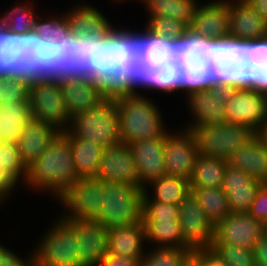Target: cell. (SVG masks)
<instances>
[{"instance_id":"1","label":"cell","mask_w":267,"mask_h":266,"mask_svg":"<svg viewBox=\"0 0 267 266\" xmlns=\"http://www.w3.org/2000/svg\"><path fill=\"white\" fill-rule=\"evenodd\" d=\"M90 82L107 99L136 95L137 88L173 93L163 67L147 51L144 32L113 26L99 39L98 71Z\"/></svg>"},{"instance_id":"2","label":"cell","mask_w":267,"mask_h":266,"mask_svg":"<svg viewBox=\"0 0 267 266\" xmlns=\"http://www.w3.org/2000/svg\"><path fill=\"white\" fill-rule=\"evenodd\" d=\"M185 66L212 89L257 90L267 84V48L230 33L210 39Z\"/></svg>"},{"instance_id":"3","label":"cell","mask_w":267,"mask_h":266,"mask_svg":"<svg viewBox=\"0 0 267 266\" xmlns=\"http://www.w3.org/2000/svg\"><path fill=\"white\" fill-rule=\"evenodd\" d=\"M163 73L173 92L183 90L188 97L187 103L194 120L185 129L227 123L226 90L208 88L185 65L166 66Z\"/></svg>"},{"instance_id":"4","label":"cell","mask_w":267,"mask_h":266,"mask_svg":"<svg viewBox=\"0 0 267 266\" xmlns=\"http://www.w3.org/2000/svg\"><path fill=\"white\" fill-rule=\"evenodd\" d=\"M77 180L80 178L75 168L70 142L63 133H59L28 167L25 184L39 191L49 190L48 193L56 196L63 188L72 186Z\"/></svg>"},{"instance_id":"5","label":"cell","mask_w":267,"mask_h":266,"mask_svg":"<svg viewBox=\"0 0 267 266\" xmlns=\"http://www.w3.org/2000/svg\"><path fill=\"white\" fill-rule=\"evenodd\" d=\"M148 53L164 68L189 61V28L169 17H152L144 29Z\"/></svg>"},{"instance_id":"6","label":"cell","mask_w":267,"mask_h":266,"mask_svg":"<svg viewBox=\"0 0 267 266\" xmlns=\"http://www.w3.org/2000/svg\"><path fill=\"white\" fill-rule=\"evenodd\" d=\"M119 111L121 143L162 137L167 134L158 107L140 93L115 99Z\"/></svg>"},{"instance_id":"7","label":"cell","mask_w":267,"mask_h":266,"mask_svg":"<svg viewBox=\"0 0 267 266\" xmlns=\"http://www.w3.org/2000/svg\"><path fill=\"white\" fill-rule=\"evenodd\" d=\"M69 131L76 138L103 148L121 144L119 111L115 99L105 98L97 106L75 115Z\"/></svg>"},{"instance_id":"8","label":"cell","mask_w":267,"mask_h":266,"mask_svg":"<svg viewBox=\"0 0 267 266\" xmlns=\"http://www.w3.org/2000/svg\"><path fill=\"white\" fill-rule=\"evenodd\" d=\"M144 189L115 182H102V205L98 221L106 228L142 222Z\"/></svg>"},{"instance_id":"9","label":"cell","mask_w":267,"mask_h":266,"mask_svg":"<svg viewBox=\"0 0 267 266\" xmlns=\"http://www.w3.org/2000/svg\"><path fill=\"white\" fill-rule=\"evenodd\" d=\"M29 103L32 119L52 126L59 133L69 130L72 118L66 109L60 82L47 80L36 72L30 83Z\"/></svg>"},{"instance_id":"10","label":"cell","mask_w":267,"mask_h":266,"mask_svg":"<svg viewBox=\"0 0 267 266\" xmlns=\"http://www.w3.org/2000/svg\"><path fill=\"white\" fill-rule=\"evenodd\" d=\"M191 131L198 154L225 161L257 135L250 127L230 123L194 127Z\"/></svg>"},{"instance_id":"11","label":"cell","mask_w":267,"mask_h":266,"mask_svg":"<svg viewBox=\"0 0 267 266\" xmlns=\"http://www.w3.org/2000/svg\"><path fill=\"white\" fill-rule=\"evenodd\" d=\"M43 236L34 253L35 266H80L76 232L58 219Z\"/></svg>"},{"instance_id":"12","label":"cell","mask_w":267,"mask_h":266,"mask_svg":"<svg viewBox=\"0 0 267 266\" xmlns=\"http://www.w3.org/2000/svg\"><path fill=\"white\" fill-rule=\"evenodd\" d=\"M75 6L62 15L48 17L47 20L36 17L31 31L27 53L35 64L61 38L64 39L75 27L78 21L92 8L90 5ZM66 13V14H65Z\"/></svg>"},{"instance_id":"13","label":"cell","mask_w":267,"mask_h":266,"mask_svg":"<svg viewBox=\"0 0 267 266\" xmlns=\"http://www.w3.org/2000/svg\"><path fill=\"white\" fill-rule=\"evenodd\" d=\"M37 72L47 80L80 81L79 37L75 27L64 39L58 40L34 64Z\"/></svg>"},{"instance_id":"14","label":"cell","mask_w":267,"mask_h":266,"mask_svg":"<svg viewBox=\"0 0 267 266\" xmlns=\"http://www.w3.org/2000/svg\"><path fill=\"white\" fill-rule=\"evenodd\" d=\"M55 197L68 210H65L59 220H97L103 209L102 181L94 178L77 180L72 186L63 188Z\"/></svg>"},{"instance_id":"15","label":"cell","mask_w":267,"mask_h":266,"mask_svg":"<svg viewBox=\"0 0 267 266\" xmlns=\"http://www.w3.org/2000/svg\"><path fill=\"white\" fill-rule=\"evenodd\" d=\"M227 123L250 127L258 133L267 121V84L257 90H228Z\"/></svg>"},{"instance_id":"16","label":"cell","mask_w":267,"mask_h":266,"mask_svg":"<svg viewBox=\"0 0 267 266\" xmlns=\"http://www.w3.org/2000/svg\"><path fill=\"white\" fill-rule=\"evenodd\" d=\"M107 18L92 7L76 24L79 37L80 81H90L98 71L99 39L111 27Z\"/></svg>"},{"instance_id":"17","label":"cell","mask_w":267,"mask_h":266,"mask_svg":"<svg viewBox=\"0 0 267 266\" xmlns=\"http://www.w3.org/2000/svg\"><path fill=\"white\" fill-rule=\"evenodd\" d=\"M229 34L227 2L219 0L199 5L189 28V60L210 39Z\"/></svg>"},{"instance_id":"18","label":"cell","mask_w":267,"mask_h":266,"mask_svg":"<svg viewBox=\"0 0 267 266\" xmlns=\"http://www.w3.org/2000/svg\"><path fill=\"white\" fill-rule=\"evenodd\" d=\"M178 206L183 246L187 250L211 246L215 226L205 215L195 196L190 192Z\"/></svg>"},{"instance_id":"19","label":"cell","mask_w":267,"mask_h":266,"mask_svg":"<svg viewBox=\"0 0 267 266\" xmlns=\"http://www.w3.org/2000/svg\"><path fill=\"white\" fill-rule=\"evenodd\" d=\"M266 233L265 224L248 213H231L214 227L212 244H226L253 250Z\"/></svg>"},{"instance_id":"20","label":"cell","mask_w":267,"mask_h":266,"mask_svg":"<svg viewBox=\"0 0 267 266\" xmlns=\"http://www.w3.org/2000/svg\"><path fill=\"white\" fill-rule=\"evenodd\" d=\"M182 131V132H181ZM166 134L164 161L166 175L190 181L197 159V142L188 129Z\"/></svg>"},{"instance_id":"21","label":"cell","mask_w":267,"mask_h":266,"mask_svg":"<svg viewBox=\"0 0 267 266\" xmlns=\"http://www.w3.org/2000/svg\"><path fill=\"white\" fill-rule=\"evenodd\" d=\"M94 179L139 187L136 163L129 145L121 143L104 148Z\"/></svg>"},{"instance_id":"22","label":"cell","mask_w":267,"mask_h":266,"mask_svg":"<svg viewBox=\"0 0 267 266\" xmlns=\"http://www.w3.org/2000/svg\"><path fill=\"white\" fill-rule=\"evenodd\" d=\"M67 223L77 235L80 266H98L108 252L109 229L98 220Z\"/></svg>"},{"instance_id":"23","label":"cell","mask_w":267,"mask_h":266,"mask_svg":"<svg viewBox=\"0 0 267 266\" xmlns=\"http://www.w3.org/2000/svg\"><path fill=\"white\" fill-rule=\"evenodd\" d=\"M165 141L166 135L137 141L129 145L136 163L140 188H147L151 181L166 175Z\"/></svg>"},{"instance_id":"24","label":"cell","mask_w":267,"mask_h":266,"mask_svg":"<svg viewBox=\"0 0 267 266\" xmlns=\"http://www.w3.org/2000/svg\"><path fill=\"white\" fill-rule=\"evenodd\" d=\"M33 66L27 44L7 26L0 25V79H18Z\"/></svg>"},{"instance_id":"25","label":"cell","mask_w":267,"mask_h":266,"mask_svg":"<svg viewBox=\"0 0 267 266\" xmlns=\"http://www.w3.org/2000/svg\"><path fill=\"white\" fill-rule=\"evenodd\" d=\"M263 183L241 169L226 167L222 190L227 195L231 213H248L256 193Z\"/></svg>"},{"instance_id":"26","label":"cell","mask_w":267,"mask_h":266,"mask_svg":"<svg viewBox=\"0 0 267 266\" xmlns=\"http://www.w3.org/2000/svg\"><path fill=\"white\" fill-rule=\"evenodd\" d=\"M229 33L243 39L259 40L267 48V22L246 1L227 2Z\"/></svg>"},{"instance_id":"27","label":"cell","mask_w":267,"mask_h":266,"mask_svg":"<svg viewBox=\"0 0 267 266\" xmlns=\"http://www.w3.org/2000/svg\"><path fill=\"white\" fill-rule=\"evenodd\" d=\"M59 132L52 126L31 119L17 143L22 161L29 167L51 144Z\"/></svg>"},{"instance_id":"28","label":"cell","mask_w":267,"mask_h":266,"mask_svg":"<svg viewBox=\"0 0 267 266\" xmlns=\"http://www.w3.org/2000/svg\"><path fill=\"white\" fill-rule=\"evenodd\" d=\"M228 164L262 183H267V146L258 135L234 153Z\"/></svg>"},{"instance_id":"29","label":"cell","mask_w":267,"mask_h":266,"mask_svg":"<svg viewBox=\"0 0 267 266\" xmlns=\"http://www.w3.org/2000/svg\"><path fill=\"white\" fill-rule=\"evenodd\" d=\"M146 241L143 221L124 227L109 229L108 252L124 257L142 258L145 255L143 242Z\"/></svg>"},{"instance_id":"30","label":"cell","mask_w":267,"mask_h":266,"mask_svg":"<svg viewBox=\"0 0 267 266\" xmlns=\"http://www.w3.org/2000/svg\"><path fill=\"white\" fill-rule=\"evenodd\" d=\"M63 98L71 118L80 112L97 106L105 98L90 81L60 82Z\"/></svg>"},{"instance_id":"31","label":"cell","mask_w":267,"mask_h":266,"mask_svg":"<svg viewBox=\"0 0 267 266\" xmlns=\"http://www.w3.org/2000/svg\"><path fill=\"white\" fill-rule=\"evenodd\" d=\"M31 119L29 102L0 104V142L17 144Z\"/></svg>"},{"instance_id":"32","label":"cell","mask_w":267,"mask_h":266,"mask_svg":"<svg viewBox=\"0 0 267 266\" xmlns=\"http://www.w3.org/2000/svg\"><path fill=\"white\" fill-rule=\"evenodd\" d=\"M63 134L70 142L78 177L80 179L95 178L104 148L90 141L76 138L69 130Z\"/></svg>"},{"instance_id":"33","label":"cell","mask_w":267,"mask_h":266,"mask_svg":"<svg viewBox=\"0 0 267 266\" xmlns=\"http://www.w3.org/2000/svg\"><path fill=\"white\" fill-rule=\"evenodd\" d=\"M153 187L154 198H150L147 188H144L143 201H157L179 205L180 202L191 192L189 181L174 176H162L149 183Z\"/></svg>"},{"instance_id":"34","label":"cell","mask_w":267,"mask_h":266,"mask_svg":"<svg viewBox=\"0 0 267 266\" xmlns=\"http://www.w3.org/2000/svg\"><path fill=\"white\" fill-rule=\"evenodd\" d=\"M197 0H148L145 7L148 11V21L152 17H169L184 23L190 28L195 9L199 2Z\"/></svg>"},{"instance_id":"35","label":"cell","mask_w":267,"mask_h":266,"mask_svg":"<svg viewBox=\"0 0 267 266\" xmlns=\"http://www.w3.org/2000/svg\"><path fill=\"white\" fill-rule=\"evenodd\" d=\"M228 161L199 154L195 161V167L190 187H221Z\"/></svg>"},{"instance_id":"36","label":"cell","mask_w":267,"mask_h":266,"mask_svg":"<svg viewBox=\"0 0 267 266\" xmlns=\"http://www.w3.org/2000/svg\"><path fill=\"white\" fill-rule=\"evenodd\" d=\"M145 226L146 241L157 248H181L183 240L178 220H142Z\"/></svg>"},{"instance_id":"37","label":"cell","mask_w":267,"mask_h":266,"mask_svg":"<svg viewBox=\"0 0 267 266\" xmlns=\"http://www.w3.org/2000/svg\"><path fill=\"white\" fill-rule=\"evenodd\" d=\"M190 190L214 226L231 214L227 195L221 187H190Z\"/></svg>"},{"instance_id":"38","label":"cell","mask_w":267,"mask_h":266,"mask_svg":"<svg viewBox=\"0 0 267 266\" xmlns=\"http://www.w3.org/2000/svg\"><path fill=\"white\" fill-rule=\"evenodd\" d=\"M32 10L31 3L17 4L10 11L5 12L4 17H0V25L7 26L28 44L30 42V31L36 18V13Z\"/></svg>"},{"instance_id":"39","label":"cell","mask_w":267,"mask_h":266,"mask_svg":"<svg viewBox=\"0 0 267 266\" xmlns=\"http://www.w3.org/2000/svg\"><path fill=\"white\" fill-rule=\"evenodd\" d=\"M36 72L34 65L18 79H0V104L29 102L30 83Z\"/></svg>"},{"instance_id":"40","label":"cell","mask_w":267,"mask_h":266,"mask_svg":"<svg viewBox=\"0 0 267 266\" xmlns=\"http://www.w3.org/2000/svg\"><path fill=\"white\" fill-rule=\"evenodd\" d=\"M0 170L9 173L17 182L26 180L28 167L21 159L17 144L0 142Z\"/></svg>"},{"instance_id":"41","label":"cell","mask_w":267,"mask_h":266,"mask_svg":"<svg viewBox=\"0 0 267 266\" xmlns=\"http://www.w3.org/2000/svg\"><path fill=\"white\" fill-rule=\"evenodd\" d=\"M145 253L141 259V266H179L182 254L187 249L154 248Z\"/></svg>"},{"instance_id":"42","label":"cell","mask_w":267,"mask_h":266,"mask_svg":"<svg viewBox=\"0 0 267 266\" xmlns=\"http://www.w3.org/2000/svg\"><path fill=\"white\" fill-rule=\"evenodd\" d=\"M227 266H255L253 250L226 244H211Z\"/></svg>"},{"instance_id":"43","label":"cell","mask_w":267,"mask_h":266,"mask_svg":"<svg viewBox=\"0 0 267 266\" xmlns=\"http://www.w3.org/2000/svg\"><path fill=\"white\" fill-rule=\"evenodd\" d=\"M178 213V205L143 201L142 220H178Z\"/></svg>"},{"instance_id":"44","label":"cell","mask_w":267,"mask_h":266,"mask_svg":"<svg viewBox=\"0 0 267 266\" xmlns=\"http://www.w3.org/2000/svg\"><path fill=\"white\" fill-rule=\"evenodd\" d=\"M248 214L267 224V183H263L258 189Z\"/></svg>"},{"instance_id":"45","label":"cell","mask_w":267,"mask_h":266,"mask_svg":"<svg viewBox=\"0 0 267 266\" xmlns=\"http://www.w3.org/2000/svg\"><path fill=\"white\" fill-rule=\"evenodd\" d=\"M28 258L24 261L14 252L0 244V266H35L34 253Z\"/></svg>"},{"instance_id":"46","label":"cell","mask_w":267,"mask_h":266,"mask_svg":"<svg viewBox=\"0 0 267 266\" xmlns=\"http://www.w3.org/2000/svg\"><path fill=\"white\" fill-rule=\"evenodd\" d=\"M141 259L124 257L107 252L98 266H141Z\"/></svg>"},{"instance_id":"47","label":"cell","mask_w":267,"mask_h":266,"mask_svg":"<svg viewBox=\"0 0 267 266\" xmlns=\"http://www.w3.org/2000/svg\"><path fill=\"white\" fill-rule=\"evenodd\" d=\"M201 266H227L219 253L212 247L201 248Z\"/></svg>"},{"instance_id":"48","label":"cell","mask_w":267,"mask_h":266,"mask_svg":"<svg viewBox=\"0 0 267 266\" xmlns=\"http://www.w3.org/2000/svg\"><path fill=\"white\" fill-rule=\"evenodd\" d=\"M17 185L18 182L9 173L0 170V201L4 202Z\"/></svg>"},{"instance_id":"49","label":"cell","mask_w":267,"mask_h":266,"mask_svg":"<svg viewBox=\"0 0 267 266\" xmlns=\"http://www.w3.org/2000/svg\"><path fill=\"white\" fill-rule=\"evenodd\" d=\"M253 255L255 266H267V233L255 244Z\"/></svg>"},{"instance_id":"50","label":"cell","mask_w":267,"mask_h":266,"mask_svg":"<svg viewBox=\"0 0 267 266\" xmlns=\"http://www.w3.org/2000/svg\"><path fill=\"white\" fill-rule=\"evenodd\" d=\"M179 266H201V249L186 250L181 256Z\"/></svg>"},{"instance_id":"51","label":"cell","mask_w":267,"mask_h":266,"mask_svg":"<svg viewBox=\"0 0 267 266\" xmlns=\"http://www.w3.org/2000/svg\"><path fill=\"white\" fill-rule=\"evenodd\" d=\"M246 2L267 22V0H246Z\"/></svg>"},{"instance_id":"52","label":"cell","mask_w":267,"mask_h":266,"mask_svg":"<svg viewBox=\"0 0 267 266\" xmlns=\"http://www.w3.org/2000/svg\"><path fill=\"white\" fill-rule=\"evenodd\" d=\"M257 135L260 137V139L267 146V121L264 124V126L261 128V130L257 133Z\"/></svg>"},{"instance_id":"53","label":"cell","mask_w":267,"mask_h":266,"mask_svg":"<svg viewBox=\"0 0 267 266\" xmlns=\"http://www.w3.org/2000/svg\"><path fill=\"white\" fill-rule=\"evenodd\" d=\"M219 1H222V2H230V1H235V0H219ZM236 1H246V0H236Z\"/></svg>"},{"instance_id":"54","label":"cell","mask_w":267,"mask_h":266,"mask_svg":"<svg viewBox=\"0 0 267 266\" xmlns=\"http://www.w3.org/2000/svg\"><path fill=\"white\" fill-rule=\"evenodd\" d=\"M140 1H142L145 4L148 0H140Z\"/></svg>"}]
</instances>
